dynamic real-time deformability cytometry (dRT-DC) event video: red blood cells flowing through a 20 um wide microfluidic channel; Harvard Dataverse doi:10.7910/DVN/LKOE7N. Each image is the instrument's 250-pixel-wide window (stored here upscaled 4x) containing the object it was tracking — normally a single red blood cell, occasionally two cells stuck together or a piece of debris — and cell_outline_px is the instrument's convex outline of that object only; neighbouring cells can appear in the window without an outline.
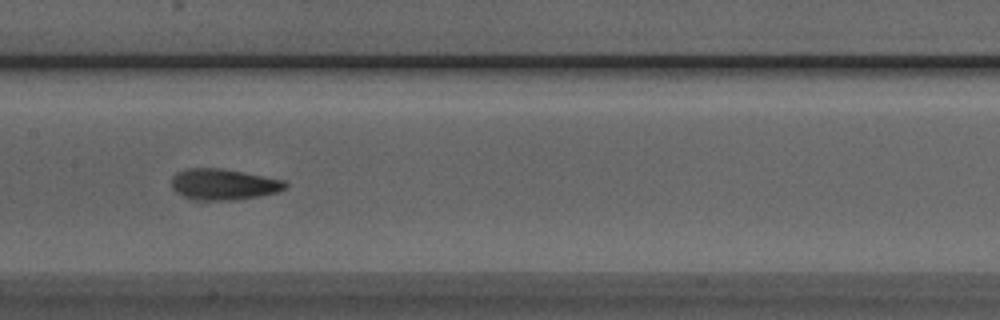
{"species": "Egyptian fruit bat (a non-hibernating species)", "species_latin": "Rousettus aegyptiacus", "temperature_condition": "room temperature", "stored_images_in_passage": 31, "camera_frame_rate_fps": 3000, "um_per_image_px": 0.085, "animal": {"sex": "male"}, "frame": {"image": 1, "passage_image": 23, "time_ms": 7.333, "image_size_px": [1000, 320], "cell_outline_px": [[288, 184], [284, 188], [276, 192], [260, 196], [232, 200], [192, 200], [176, 192], [172, 188], [172, 176], [176, 172], [188, 168], [220, 168], [244, 172], [284, 180]], "centroid_in_image_um": [18.97, 15.67], "position_along_channel_um": 188.4, "area_um2": 20.58}}
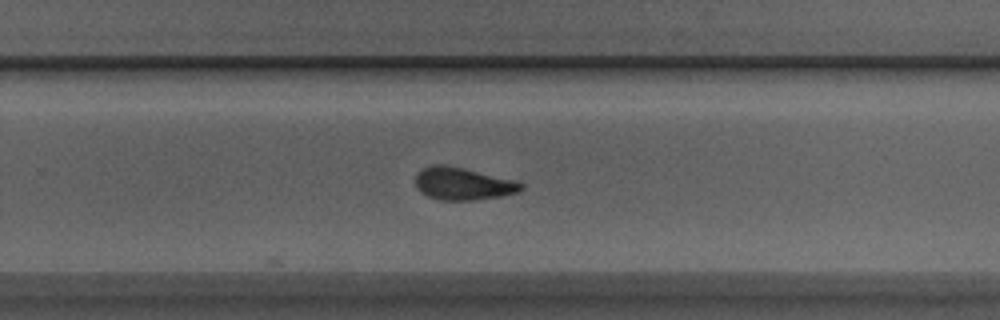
{"frame": {"image": 2, "passage_image": 31, "time_ms": 10.0, "image_size_px": [1000, 320], "cell_outline_px": [[524, 188], [520, 192], [500, 196], [472, 200], [440, 200], [428, 196], [416, 188], [416, 172], [420, 168], [432, 164], [444, 164], [464, 168], [516, 180], [524, 184]], "centroid_in_image_um": [39.34, 15.6], "position_along_channel_um": 290.5, "area_um2": 20.23}}